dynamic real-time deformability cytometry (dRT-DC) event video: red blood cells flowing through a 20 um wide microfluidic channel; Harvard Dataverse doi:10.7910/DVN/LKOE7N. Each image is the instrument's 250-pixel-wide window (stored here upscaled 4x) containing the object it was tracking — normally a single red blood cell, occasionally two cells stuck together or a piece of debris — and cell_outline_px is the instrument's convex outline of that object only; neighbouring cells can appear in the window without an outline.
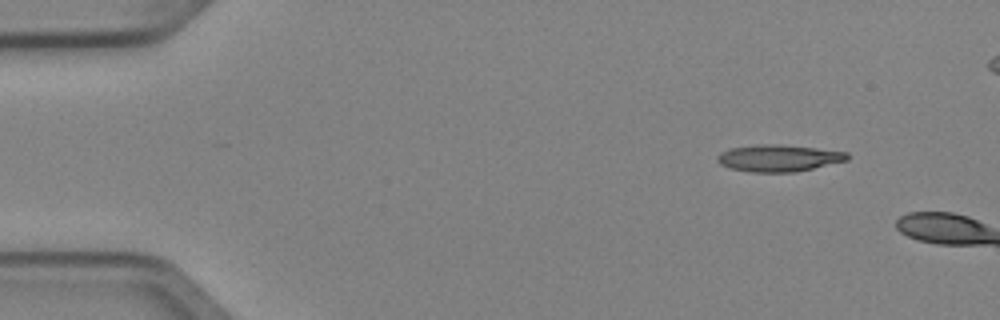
{"species": "Egyptian fruit bat (a non-hibernating species)", "species_latin": "Rousettus aegyptiacus", "temperature_condition": "cold", "stored_images_in_passage": 2, "camera_frame_rate_fps": 3000, "um_per_image_px": 0.085, "animal": {"sex": "female"}, "frame": {"image": 1, "passage_image": 1, "time_ms": 0.0, "image_size_px": [1000, 320], "cell_outline_px": [[848, 160], [796, 172], [752, 172], [732, 168], [720, 164], [716, 160], [716, 156], [720, 152], [728, 148], [756, 144], [776, 144], [816, 148], [848, 152]], "centroid_in_image_um": [66.15, 13.43], "position_along_channel_um": 18.8, "area_um2": 20.35}}